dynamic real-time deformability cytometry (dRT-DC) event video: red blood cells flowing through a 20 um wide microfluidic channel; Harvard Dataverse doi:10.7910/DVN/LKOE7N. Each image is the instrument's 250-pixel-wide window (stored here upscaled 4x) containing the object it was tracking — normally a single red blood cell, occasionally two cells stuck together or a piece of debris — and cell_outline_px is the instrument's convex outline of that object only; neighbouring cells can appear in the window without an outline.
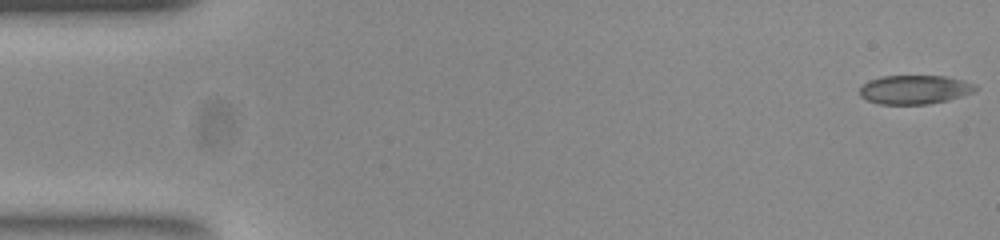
{"species": "common noctule bat (a hibernating species)", "species_latin": "Nyctalus noctula", "temperature_condition": "room temperature", "stored_images_in_passage": 52, "camera_frame_rate_fps": 3000, "um_per_image_px": 0.085, "animal": {"sex": "female", "body_mass_g": 23.0, "forearm_length_mm": 53.4}, "frame": {"image": 1, "passage_image": 1, "time_ms": 0.0, "image_size_px": [1000, 240], "cell_outline_px": [[980, 88], [976, 92], [964, 96], [948, 100], [928, 104], [880, 104], [868, 100], [860, 96], [860, 88], [868, 80], [884, 76], [948, 76], [964, 80], [976, 84]], "centroid_in_image_um": [77.83, 7.61], "position_along_channel_um": 7.2, "area_um2": 19.77}}
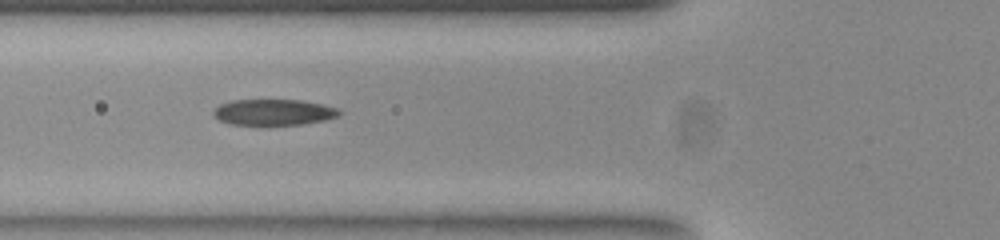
{"frame": {"image": 2, "passage_image": 19, "time_ms": 6.0, "image_size_px": [1000, 240], "cell_outline_px": [[340, 116], [324, 120], [304, 124], [228, 124], [212, 116], [212, 112], [220, 104], [232, 100], [300, 100], [324, 104], [336, 108], [340, 112]], "centroid_in_image_um": [23.25, 9.53], "position_along_channel_um": 102.6, "area_um2": 18.96}}
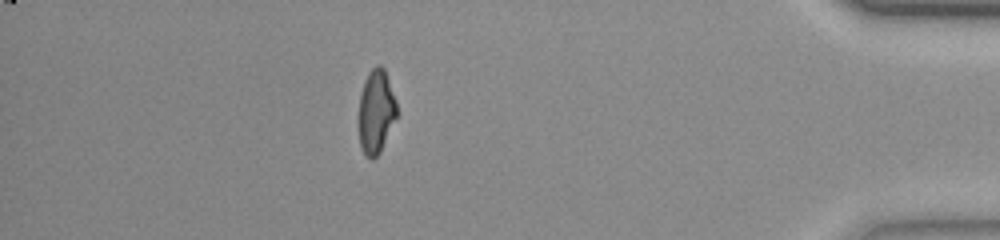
{"frame": {"image": 3, "passage_image": 46, "time_ms": 15.0, "image_size_px": [1000, 240], "cell_outline_px": [[396, 116], [380, 152], [372, 160], [364, 152], [360, 144], [356, 124], [356, 120], [360, 92], [364, 80], [368, 72], [376, 64], [380, 64], [384, 68], [396, 100]], "centroid_in_image_um": [31.9, 9.45], "position_along_channel_um": 403.3, "area_um2": 18.96}, "authors_computed_cell_mechanics": {"area_um2": 19.7965, "velocity_mm_per_s": 3.8836, "shape_relaxation_time_tau1_ms": 6.798, "shape_relaxation_time_tau2_ms": 1.7445, "deformation_change_tau1": 0.2185, "deformation_change_tau2": 0.0885}}